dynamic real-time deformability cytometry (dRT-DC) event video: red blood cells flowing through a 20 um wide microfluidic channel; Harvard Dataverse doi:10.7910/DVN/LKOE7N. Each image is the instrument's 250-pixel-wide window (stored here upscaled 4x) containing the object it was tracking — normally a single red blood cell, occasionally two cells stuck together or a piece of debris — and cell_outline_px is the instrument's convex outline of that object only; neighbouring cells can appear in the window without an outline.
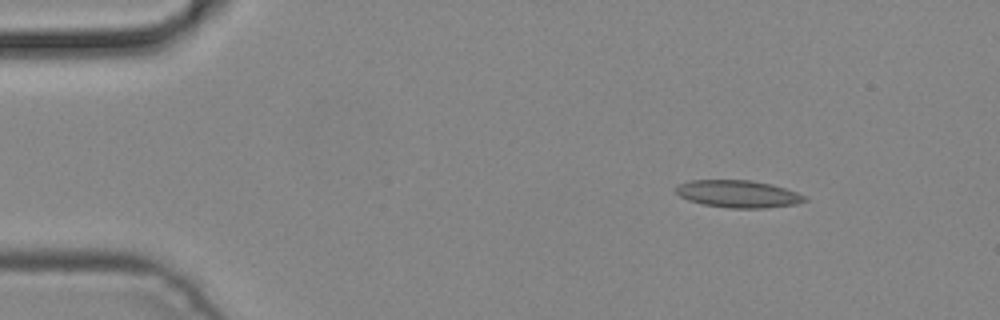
{"species": "common noctule bat (a hibernating species)", "species_latin": "Nyctalus noctula", "temperature_condition": "cold", "stored_images_in_passage": 3, "camera_frame_rate_fps": 3000, "um_per_image_px": 0.085, "animal": {"sex": "male", "body_mass_g": 19.2, "forearm_length_mm": 51.8}, "frame": {"image": 1, "passage_image": 1, "time_ms": 0.0, "image_size_px": [1000, 320], "cell_outline_px": [[808, 200], [796, 204], [764, 208], [732, 208], [704, 204], [688, 200], [680, 196], [676, 192], [676, 188], [680, 184], [692, 180], [752, 180], [772, 184], [796, 192], [804, 196]], "centroid_in_image_um": [62.76, 16.48], "position_along_channel_um": 22.2, "area_um2": 20.29}}